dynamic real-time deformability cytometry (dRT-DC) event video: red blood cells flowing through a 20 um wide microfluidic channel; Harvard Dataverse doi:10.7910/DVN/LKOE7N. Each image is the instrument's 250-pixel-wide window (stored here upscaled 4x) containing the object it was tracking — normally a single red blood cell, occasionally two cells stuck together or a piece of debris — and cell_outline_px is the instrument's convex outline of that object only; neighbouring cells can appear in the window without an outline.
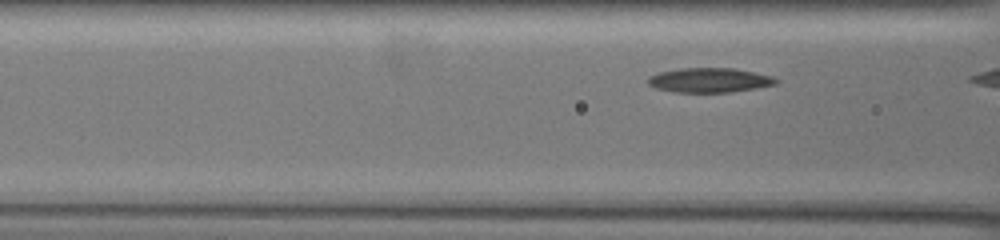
{"species": "common noctule bat (a hibernating species)", "species_latin": "Nyctalus noctula", "temperature_condition": "warm", "stored_images_in_passage": 5, "camera_frame_rate_fps": 3000, "um_per_image_px": 0.085, "animal": {"sex": "female", "body_mass_g": 19.5, "forearm_length_mm": 54.1}, "frame": {"image": 1, "passage_image": 4, "time_ms": 1.0, "image_size_px": [1000, 240], "cell_outline_px": [[780, 80], [776, 84], [728, 92], [672, 92], [656, 88], [648, 84], [648, 76], [660, 72], [680, 68], [732, 68], [772, 76]], "centroid_in_image_um": [60.26, 6.81], "position_along_channel_um": 106.3, "area_um2": 18.09}}